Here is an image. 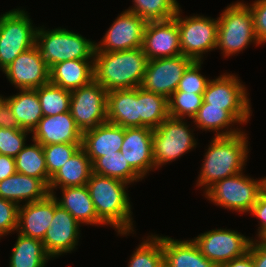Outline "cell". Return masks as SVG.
<instances>
[{
    "label": "cell",
    "mask_w": 266,
    "mask_h": 267,
    "mask_svg": "<svg viewBox=\"0 0 266 267\" xmlns=\"http://www.w3.org/2000/svg\"><path fill=\"white\" fill-rule=\"evenodd\" d=\"M81 144L59 143L43 146L48 176L55 175L76 153Z\"/></svg>",
    "instance_id": "cell-38"
},
{
    "label": "cell",
    "mask_w": 266,
    "mask_h": 267,
    "mask_svg": "<svg viewBox=\"0 0 266 267\" xmlns=\"http://www.w3.org/2000/svg\"><path fill=\"white\" fill-rule=\"evenodd\" d=\"M94 60H67L50 69V83L73 91L94 80Z\"/></svg>",
    "instance_id": "cell-25"
},
{
    "label": "cell",
    "mask_w": 266,
    "mask_h": 267,
    "mask_svg": "<svg viewBox=\"0 0 266 267\" xmlns=\"http://www.w3.org/2000/svg\"><path fill=\"white\" fill-rule=\"evenodd\" d=\"M35 45L50 69L67 60H94L95 42L66 28L38 27Z\"/></svg>",
    "instance_id": "cell-4"
},
{
    "label": "cell",
    "mask_w": 266,
    "mask_h": 267,
    "mask_svg": "<svg viewBox=\"0 0 266 267\" xmlns=\"http://www.w3.org/2000/svg\"><path fill=\"white\" fill-rule=\"evenodd\" d=\"M50 194L49 187L36 177L15 173L0 181V198L20 206L21 202L32 203Z\"/></svg>",
    "instance_id": "cell-23"
},
{
    "label": "cell",
    "mask_w": 266,
    "mask_h": 267,
    "mask_svg": "<svg viewBox=\"0 0 266 267\" xmlns=\"http://www.w3.org/2000/svg\"><path fill=\"white\" fill-rule=\"evenodd\" d=\"M124 136L125 128L106 122L83 132L81 148L93 163L99 157L120 154Z\"/></svg>",
    "instance_id": "cell-20"
},
{
    "label": "cell",
    "mask_w": 266,
    "mask_h": 267,
    "mask_svg": "<svg viewBox=\"0 0 266 267\" xmlns=\"http://www.w3.org/2000/svg\"><path fill=\"white\" fill-rule=\"evenodd\" d=\"M249 213L260 220V227H258V233L256 234L259 235L266 228V193L263 190L259 193L257 202Z\"/></svg>",
    "instance_id": "cell-43"
},
{
    "label": "cell",
    "mask_w": 266,
    "mask_h": 267,
    "mask_svg": "<svg viewBox=\"0 0 266 267\" xmlns=\"http://www.w3.org/2000/svg\"><path fill=\"white\" fill-rule=\"evenodd\" d=\"M0 127L6 129H20L12 110L6 102L0 107Z\"/></svg>",
    "instance_id": "cell-45"
},
{
    "label": "cell",
    "mask_w": 266,
    "mask_h": 267,
    "mask_svg": "<svg viewBox=\"0 0 266 267\" xmlns=\"http://www.w3.org/2000/svg\"><path fill=\"white\" fill-rule=\"evenodd\" d=\"M194 61L184 55L148 60L140 87L169 99L186 69Z\"/></svg>",
    "instance_id": "cell-13"
},
{
    "label": "cell",
    "mask_w": 266,
    "mask_h": 267,
    "mask_svg": "<svg viewBox=\"0 0 266 267\" xmlns=\"http://www.w3.org/2000/svg\"><path fill=\"white\" fill-rule=\"evenodd\" d=\"M153 129L127 127L120 153L128 164L144 179L155 169L152 147Z\"/></svg>",
    "instance_id": "cell-18"
},
{
    "label": "cell",
    "mask_w": 266,
    "mask_h": 267,
    "mask_svg": "<svg viewBox=\"0 0 266 267\" xmlns=\"http://www.w3.org/2000/svg\"><path fill=\"white\" fill-rule=\"evenodd\" d=\"M33 142L25 145L15 157L16 172L41 179L48 186L51 178L48 176L43 146Z\"/></svg>",
    "instance_id": "cell-32"
},
{
    "label": "cell",
    "mask_w": 266,
    "mask_h": 267,
    "mask_svg": "<svg viewBox=\"0 0 266 267\" xmlns=\"http://www.w3.org/2000/svg\"><path fill=\"white\" fill-rule=\"evenodd\" d=\"M128 183L119 179L91 173L86 186L93 201L98 219L105 225L114 227L118 235L133 233V218ZM127 186V187H126Z\"/></svg>",
    "instance_id": "cell-1"
},
{
    "label": "cell",
    "mask_w": 266,
    "mask_h": 267,
    "mask_svg": "<svg viewBox=\"0 0 266 267\" xmlns=\"http://www.w3.org/2000/svg\"><path fill=\"white\" fill-rule=\"evenodd\" d=\"M164 267H218L208 260L193 240H177L162 236Z\"/></svg>",
    "instance_id": "cell-24"
},
{
    "label": "cell",
    "mask_w": 266,
    "mask_h": 267,
    "mask_svg": "<svg viewBox=\"0 0 266 267\" xmlns=\"http://www.w3.org/2000/svg\"><path fill=\"white\" fill-rule=\"evenodd\" d=\"M24 9H13L0 16V70L4 71L22 52L35 45L38 27Z\"/></svg>",
    "instance_id": "cell-6"
},
{
    "label": "cell",
    "mask_w": 266,
    "mask_h": 267,
    "mask_svg": "<svg viewBox=\"0 0 266 267\" xmlns=\"http://www.w3.org/2000/svg\"><path fill=\"white\" fill-rule=\"evenodd\" d=\"M53 216L54 196L52 194L39 201L21 204L18 209L17 232L27 237L43 240Z\"/></svg>",
    "instance_id": "cell-21"
},
{
    "label": "cell",
    "mask_w": 266,
    "mask_h": 267,
    "mask_svg": "<svg viewBox=\"0 0 266 267\" xmlns=\"http://www.w3.org/2000/svg\"><path fill=\"white\" fill-rule=\"evenodd\" d=\"M107 122L127 127H139V87L109 91Z\"/></svg>",
    "instance_id": "cell-22"
},
{
    "label": "cell",
    "mask_w": 266,
    "mask_h": 267,
    "mask_svg": "<svg viewBox=\"0 0 266 267\" xmlns=\"http://www.w3.org/2000/svg\"><path fill=\"white\" fill-rule=\"evenodd\" d=\"M20 128L33 131L43 117L36 89H19L16 95L5 97Z\"/></svg>",
    "instance_id": "cell-28"
},
{
    "label": "cell",
    "mask_w": 266,
    "mask_h": 267,
    "mask_svg": "<svg viewBox=\"0 0 266 267\" xmlns=\"http://www.w3.org/2000/svg\"><path fill=\"white\" fill-rule=\"evenodd\" d=\"M12 248L9 267H45L51 258L46 252L42 240L18 233Z\"/></svg>",
    "instance_id": "cell-30"
},
{
    "label": "cell",
    "mask_w": 266,
    "mask_h": 267,
    "mask_svg": "<svg viewBox=\"0 0 266 267\" xmlns=\"http://www.w3.org/2000/svg\"><path fill=\"white\" fill-rule=\"evenodd\" d=\"M256 237L258 242L266 244V228Z\"/></svg>",
    "instance_id": "cell-48"
},
{
    "label": "cell",
    "mask_w": 266,
    "mask_h": 267,
    "mask_svg": "<svg viewBox=\"0 0 266 267\" xmlns=\"http://www.w3.org/2000/svg\"><path fill=\"white\" fill-rule=\"evenodd\" d=\"M185 119L168 117L153 129L152 147L155 170L196 148L197 141Z\"/></svg>",
    "instance_id": "cell-7"
},
{
    "label": "cell",
    "mask_w": 266,
    "mask_h": 267,
    "mask_svg": "<svg viewBox=\"0 0 266 267\" xmlns=\"http://www.w3.org/2000/svg\"><path fill=\"white\" fill-rule=\"evenodd\" d=\"M259 45L255 36L252 11L248 3L235 2L227 6L218 17V34L216 49L224 57L235 55L247 48L249 44Z\"/></svg>",
    "instance_id": "cell-5"
},
{
    "label": "cell",
    "mask_w": 266,
    "mask_h": 267,
    "mask_svg": "<svg viewBox=\"0 0 266 267\" xmlns=\"http://www.w3.org/2000/svg\"><path fill=\"white\" fill-rule=\"evenodd\" d=\"M244 131L232 136H214L205 153L197 186L204 192L217 181L241 173L248 158V140Z\"/></svg>",
    "instance_id": "cell-3"
},
{
    "label": "cell",
    "mask_w": 266,
    "mask_h": 267,
    "mask_svg": "<svg viewBox=\"0 0 266 267\" xmlns=\"http://www.w3.org/2000/svg\"><path fill=\"white\" fill-rule=\"evenodd\" d=\"M192 120L197 128L214 131L216 137L232 136L242 132L241 128L232 129L231 126L241 122L230 111L223 110L222 107L209 106L204 102Z\"/></svg>",
    "instance_id": "cell-29"
},
{
    "label": "cell",
    "mask_w": 266,
    "mask_h": 267,
    "mask_svg": "<svg viewBox=\"0 0 266 267\" xmlns=\"http://www.w3.org/2000/svg\"><path fill=\"white\" fill-rule=\"evenodd\" d=\"M81 224L54 197V216L50 227L42 240L44 248L51 258L71 253L76 249L80 236Z\"/></svg>",
    "instance_id": "cell-16"
},
{
    "label": "cell",
    "mask_w": 266,
    "mask_h": 267,
    "mask_svg": "<svg viewBox=\"0 0 266 267\" xmlns=\"http://www.w3.org/2000/svg\"><path fill=\"white\" fill-rule=\"evenodd\" d=\"M192 240L208 260L221 267L233 259L246 255L253 239L235 230L213 229L201 233Z\"/></svg>",
    "instance_id": "cell-11"
},
{
    "label": "cell",
    "mask_w": 266,
    "mask_h": 267,
    "mask_svg": "<svg viewBox=\"0 0 266 267\" xmlns=\"http://www.w3.org/2000/svg\"><path fill=\"white\" fill-rule=\"evenodd\" d=\"M148 58L141 47L124 51L94 52V80L107 92L140 87Z\"/></svg>",
    "instance_id": "cell-2"
},
{
    "label": "cell",
    "mask_w": 266,
    "mask_h": 267,
    "mask_svg": "<svg viewBox=\"0 0 266 267\" xmlns=\"http://www.w3.org/2000/svg\"><path fill=\"white\" fill-rule=\"evenodd\" d=\"M128 267H164L162 236L149 235L135 249Z\"/></svg>",
    "instance_id": "cell-36"
},
{
    "label": "cell",
    "mask_w": 266,
    "mask_h": 267,
    "mask_svg": "<svg viewBox=\"0 0 266 267\" xmlns=\"http://www.w3.org/2000/svg\"><path fill=\"white\" fill-rule=\"evenodd\" d=\"M221 267H255L253 263L252 256L247 253L246 255L233 259L225 264H223Z\"/></svg>",
    "instance_id": "cell-47"
},
{
    "label": "cell",
    "mask_w": 266,
    "mask_h": 267,
    "mask_svg": "<svg viewBox=\"0 0 266 267\" xmlns=\"http://www.w3.org/2000/svg\"><path fill=\"white\" fill-rule=\"evenodd\" d=\"M142 50L148 60L181 55L180 33L174 18L146 23Z\"/></svg>",
    "instance_id": "cell-17"
},
{
    "label": "cell",
    "mask_w": 266,
    "mask_h": 267,
    "mask_svg": "<svg viewBox=\"0 0 266 267\" xmlns=\"http://www.w3.org/2000/svg\"><path fill=\"white\" fill-rule=\"evenodd\" d=\"M261 179H262V190L266 193V177Z\"/></svg>",
    "instance_id": "cell-49"
},
{
    "label": "cell",
    "mask_w": 266,
    "mask_h": 267,
    "mask_svg": "<svg viewBox=\"0 0 266 267\" xmlns=\"http://www.w3.org/2000/svg\"><path fill=\"white\" fill-rule=\"evenodd\" d=\"M168 117V99L139 87V127L155 129Z\"/></svg>",
    "instance_id": "cell-31"
},
{
    "label": "cell",
    "mask_w": 266,
    "mask_h": 267,
    "mask_svg": "<svg viewBox=\"0 0 266 267\" xmlns=\"http://www.w3.org/2000/svg\"><path fill=\"white\" fill-rule=\"evenodd\" d=\"M107 95L95 80L71 91L70 112L82 133L107 122Z\"/></svg>",
    "instance_id": "cell-12"
},
{
    "label": "cell",
    "mask_w": 266,
    "mask_h": 267,
    "mask_svg": "<svg viewBox=\"0 0 266 267\" xmlns=\"http://www.w3.org/2000/svg\"><path fill=\"white\" fill-rule=\"evenodd\" d=\"M92 172L102 176L119 179L128 184L143 179L120 154H110L97 158L92 163Z\"/></svg>",
    "instance_id": "cell-33"
},
{
    "label": "cell",
    "mask_w": 266,
    "mask_h": 267,
    "mask_svg": "<svg viewBox=\"0 0 266 267\" xmlns=\"http://www.w3.org/2000/svg\"><path fill=\"white\" fill-rule=\"evenodd\" d=\"M18 209L16 203L0 198V237L17 232Z\"/></svg>",
    "instance_id": "cell-41"
},
{
    "label": "cell",
    "mask_w": 266,
    "mask_h": 267,
    "mask_svg": "<svg viewBox=\"0 0 266 267\" xmlns=\"http://www.w3.org/2000/svg\"><path fill=\"white\" fill-rule=\"evenodd\" d=\"M127 10L138 15L146 22L165 21L176 16L180 5L176 0H133Z\"/></svg>",
    "instance_id": "cell-34"
},
{
    "label": "cell",
    "mask_w": 266,
    "mask_h": 267,
    "mask_svg": "<svg viewBox=\"0 0 266 267\" xmlns=\"http://www.w3.org/2000/svg\"><path fill=\"white\" fill-rule=\"evenodd\" d=\"M5 102V97H3V95H0V107L1 105Z\"/></svg>",
    "instance_id": "cell-50"
},
{
    "label": "cell",
    "mask_w": 266,
    "mask_h": 267,
    "mask_svg": "<svg viewBox=\"0 0 266 267\" xmlns=\"http://www.w3.org/2000/svg\"><path fill=\"white\" fill-rule=\"evenodd\" d=\"M31 133L32 141L42 146L59 143L81 144L83 134L70 111L55 116H43Z\"/></svg>",
    "instance_id": "cell-19"
},
{
    "label": "cell",
    "mask_w": 266,
    "mask_h": 267,
    "mask_svg": "<svg viewBox=\"0 0 266 267\" xmlns=\"http://www.w3.org/2000/svg\"><path fill=\"white\" fill-rule=\"evenodd\" d=\"M248 253L252 256L255 267H266V244L253 239Z\"/></svg>",
    "instance_id": "cell-44"
},
{
    "label": "cell",
    "mask_w": 266,
    "mask_h": 267,
    "mask_svg": "<svg viewBox=\"0 0 266 267\" xmlns=\"http://www.w3.org/2000/svg\"><path fill=\"white\" fill-rule=\"evenodd\" d=\"M262 190V179H253L243 172L217 181L204 193L214 204L232 211L248 213Z\"/></svg>",
    "instance_id": "cell-8"
},
{
    "label": "cell",
    "mask_w": 266,
    "mask_h": 267,
    "mask_svg": "<svg viewBox=\"0 0 266 267\" xmlns=\"http://www.w3.org/2000/svg\"><path fill=\"white\" fill-rule=\"evenodd\" d=\"M239 80L238 76L229 73L209 80L203 102L230 111L241 124H246L252 112L251 103L246 87Z\"/></svg>",
    "instance_id": "cell-10"
},
{
    "label": "cell",
    "mask_w": 266,
    "mask_h": 267,
    "mask_svg": "<svg viewBox=\"0 0 266 267\" xmlns=\"http://www.w3.org/2000/svg\"><path fill=\"white\" fill-rule=\"evenodd\" d=\"M203 103V94L175 91L168 99L170 117L193 119Z\"/></svg>",
    "instance_id": "cell-37"
},
{
    "label": "cell",
    "mask_w": 266,
    "mask_h": 267,
    "mask_svg": "<svg viewBox=\"0 0 266 267\" xmlns=\"http://www.w3.org/2000/svg\"><path fill=\"white\" fill-rule=\"evenodd\" d=\"M16 173L15 158L0 154V181Z\"/></svg>",
    "instance_id": "cell-46"
},
{
    "label": "cell",
    "mask_w": 266,
    "mask_h": 267,
    "mask_svg": "<svg viewBox=\"0 0 266 267\" xmlns=\"http://www.w3.org/2000/svg\"><path fill=\"white\" fill-rule=\"evenodd\" d=\"M252 11L254 31L260 45L266 43V0H255L248 5Z\"/></svg>",
    "instance_id": "cell-42"
},
{
    "label": "cell",
    "mask_w": 266,
    "mask_h": 267,
    "mask_svg": "<svg viewBox=\"0 0 266 267\" xmlns=\"http://www.w3.org/2000/svg\"><path fill=\"white\" fill-rule=\"evenodd\" d=\"M43 116H55L70 111L71 91L51 84L36 89Z\"/></svg>",
    "instance_id": "cell-35"
},
{
    "label": "cell",
    "mask_w": 266,
    "mask_h": 267,
    "mask_svg": "<svg viewBox=\"0 0 266 267\" xmlns=\"http://www.w3.org/2000/svg\"><path fill=\"white\" fill-rule=\"evenodd\" d=\"M30 133L22 128L12 130L0 127V154L15 158L25 146Z\"/></svg>",
    "instance_id": "cell-39"
},
{
    "label": "cell",
    "mask_w": 266,
    "mask_h": 267,
    "mask_svg": "<svg viewBox=\"0 0 266 267\" xmlns=\"http://www.w3.org/2000/svg\"><path fill=\"white\" fill-rule=\"evenodd\" d=\"M181 7L174 19L180 33L182 55L196 62H202L203 54L215 50L218 34V18L203 15L181 17Z\"/></svg>",
    "instance_id": "cell-9"
},
{
    "label": "cell",
    "mask_w": 266,
    "mask_h": 267,
    "mask_svg": "<svg viewBox=\"0 0 266 267\" xmlns=\"http://www.w3.org/2000/svg\"><path fill=\"white\" fill-rule=\"evenodd\" d=\"M15 89H37L50 82V68L36 45L22 52L3 71Z\"/></svg>",
    "instance_id": "cell-15"
},
{
    "label": "cell",
    "mask_w": 266,
    "mask_h": 267,
    "mask_svg": "<svg viewBox=\"0 0 266 267\" xmlns=\"http://www.w3.org/2000/svg\"><path fill=\"white\" fill-rule=\"evenodd\" d=\"M146 21L128 10L113 21L94 52L124 51L142 47Z\"/></svg>",
    "instance_id": "cell-14"
},
{
    "label": "cell",
    "mask_w": 266,
    "mask_h": 267,
    "mask_svg": "<svg viewBox=\"0 0 266 267\" xmlns=\"http://www.w3.org/2000/svg\"><path fill=\"white\" fill-rule=\"evenodd\" d=\"M92 173V163L85 151L80 147L76 153L51 177L49 192L54 189L86 185Z\"/></svg>",
    "instance_id": "cell-27"
},
{
    "label": "cell",
    "mask_w": 266,
    "mask_h": 267,
    "mask_svg": "<svg viewBox=\"0 0 266 267\" xmlns=\"http://www.w3.org/2000/svg\"><path fill=\"white\" fill-rule=\"evenodd\" d=\"M203 62L194 61L184 72L176 91L203 94L210 79L200 72Z\"/></svg>",
    "instance_id": "cell-40"
},
{
    "label": "cell",
    "mask_w": 266,
    "mask_h": 267,
    "mask_svg": "<svg viewBox=\"0 0 266 267\" xmlns=\"http://www.w3.org/2000/svg\"><path fill=\"white\" fill-rule=\"evenodd\" d=\"M61 199L52 194L57 203L67 210L81 225H104L97 217L93 201L86 185L63 187Z\"/></svg>",
    "instance_id": "cell-26"
}]
</instances>
